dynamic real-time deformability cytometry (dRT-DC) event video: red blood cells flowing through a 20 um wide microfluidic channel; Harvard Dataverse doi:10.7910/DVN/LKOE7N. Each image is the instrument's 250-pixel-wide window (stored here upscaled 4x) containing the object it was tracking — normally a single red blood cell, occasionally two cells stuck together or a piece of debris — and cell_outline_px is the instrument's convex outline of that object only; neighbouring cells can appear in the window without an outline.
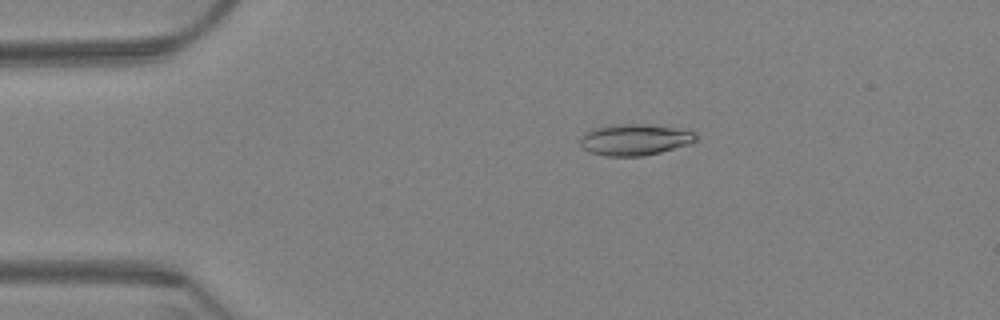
{"species": "Egyptian fruit bat (a non-hibernating species)", "species_latin": "Rousettus aegyptiacus", "temperature_condition": "warm", "stored_images_in_passage": 52, "camera_frame_rate_fps": 3000, "um_per_image_px": 0.085, "animal": {"sex": "female"}, "frame": {"image": 1, "passage_image": 1, "time_ms": 0.0, "image_size_px": [1000, 320], "cell_outline_px": [[696, 140], [688, 144], [660, 152], [640, 156], [608, 156], [592, 152], [580, 148], [580, 136], [584, 132], [592, 128], [608, 124], [644, 124], [672, 128], [696, 132]], "centroid_in_image_um": [53.87, 11.86], "position_along_channel_um": 31.1, "area_um2": 21.04}}
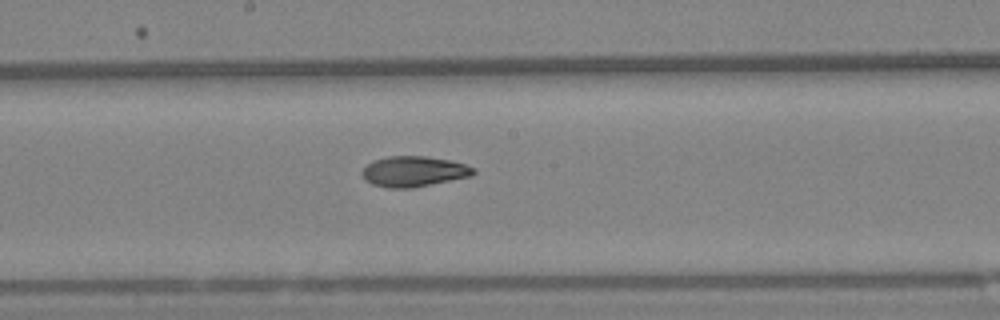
{"frame": {"image": 2, "passage_image": 23, "time_ms": 7.333, "image_size_px": [1000, 320], "cell_outline_px": [[476, 172], [472, 176], [412, 188], [388, 188], [372, 184], [364, 180], [360, 172], [372, 160], [388, 156], [424, 156], [452, 160], [476, 168]], "centroid_in_image_um": [35.17, 14.57], "position_along_channel_um": 213.0, "area_um2": 20.0}}
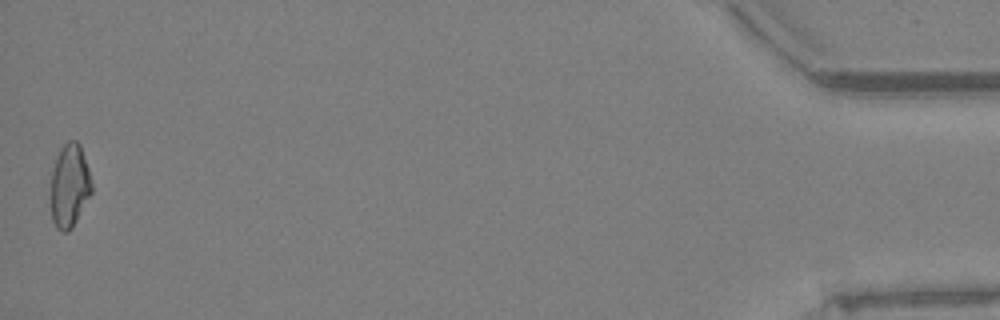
{"frame": {"image": 3, "passage_image": 52, "time_ms": 17.0, "image_size_px": [1000, 320], "cell_outline_px": [[92, 192], [72, 228], [68, 232], [60, 232], [56, 228], [52, 220], [52, 172], [56, 156], [60, 148], [68, 140], [76, 140], [80, 144], [88, 168], [92, 184]], "centroid_in_image_um": [5.92, 15.78], "position_along_channel_um": 429.3, "area_um2": 19.77}, "authors_computed_cell_mechanics": {"area_um2": 19.5075, "velocity_mm_per_s": 3.2218, "shape_relaxation_time_tau1_ms": null, "shape_relaxation_time_tau2_ms": 3.5539, "deformation_change_tau1": null, "deformation_change_tau2": 0.0886}}